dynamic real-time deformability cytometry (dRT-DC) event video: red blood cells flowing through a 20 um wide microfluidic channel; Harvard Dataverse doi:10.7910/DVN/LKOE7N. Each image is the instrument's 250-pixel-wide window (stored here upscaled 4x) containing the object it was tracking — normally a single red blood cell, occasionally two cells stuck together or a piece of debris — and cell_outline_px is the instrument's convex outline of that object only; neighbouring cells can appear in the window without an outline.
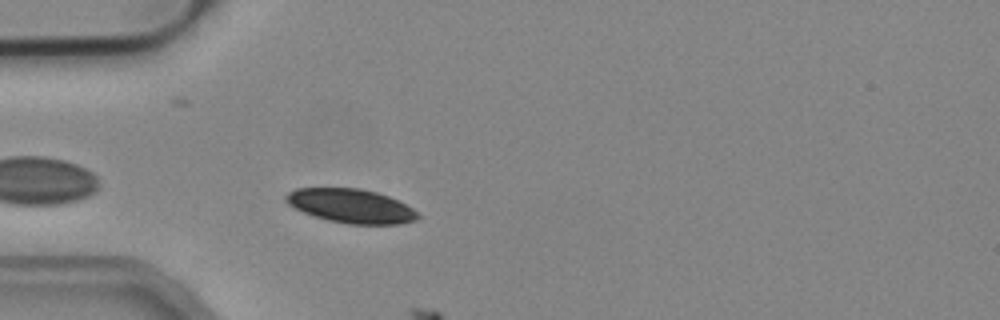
{"species": "common noctule bat (a hibernating species)", "species_latin": "Nyctalus noctula", "temperature_condition": "cold", "stored_images_in_passage": 5, "camera_frame_rate_fps": 3000, "um_per_image_px": 0.085, "animal": {"sex": "male", "body_mass_g": 19.2, "forearm_length_mm": 51.8}, "frame": {"image": 1, "passage_image": 3, "time_ms": 0.667, "image_size_px": [1000, 320], "cell_outline_px": [[420, 216], [416, 220], [400, 224], [348, 224], [328, 220], [304, 212], [288, 204], [284, 200], [284, 196], [288, 192], [296, 188], [360, 188], [376, 192], [388, 196], [412, 208]], "centroid_in_image_um": [29.82, 17.5], "position_along_channel_um": 55.2, "area_um2": 25.95}}